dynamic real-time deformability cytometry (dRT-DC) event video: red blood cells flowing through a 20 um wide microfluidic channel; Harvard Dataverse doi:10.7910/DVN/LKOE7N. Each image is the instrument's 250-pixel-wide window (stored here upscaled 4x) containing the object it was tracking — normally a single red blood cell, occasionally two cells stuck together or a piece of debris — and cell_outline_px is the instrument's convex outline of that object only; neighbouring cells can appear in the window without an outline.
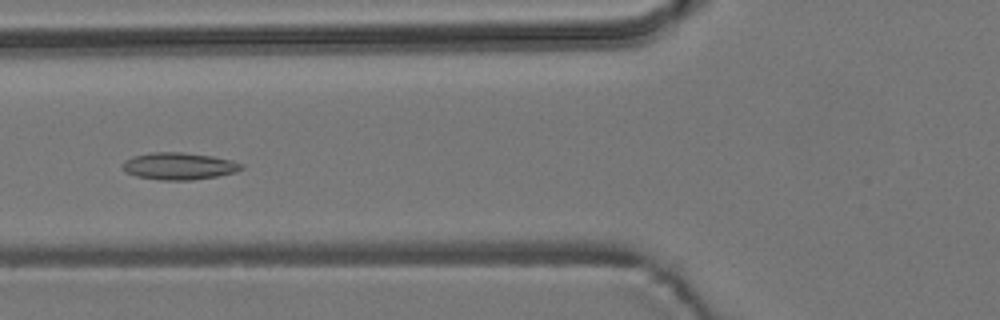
{"species": "common noctule bat (a hibernating species)", "species_latin": "Nyctalus noctula", "temperature_condition": "room temperature", "stored_images_in_passage": 7, "camera_frame_rate_fps": 3000, "um_per_image_px": 0.085, "animal": {"sex": "male", "body_mass_g": 19.2, "forearm_length_mm": 51.8}, "frame": {"image": 1, "passage_image": 6, "time_ms": 5.667, "image_size_px": [1000, 320], "cell_outline_px": [[244, 168], [236, 172], [216, 176], [192, 180], [160, 180], [136, 176], [124, 172], [124, 160], [132, 156], [152, 152], [184, 152], [212, 156], [232, 160], [244, 164]], "centroid_in_image_um": [15.23, 14.11], "position_along_channel_um": 110.6, "area_um2": 18.84}}
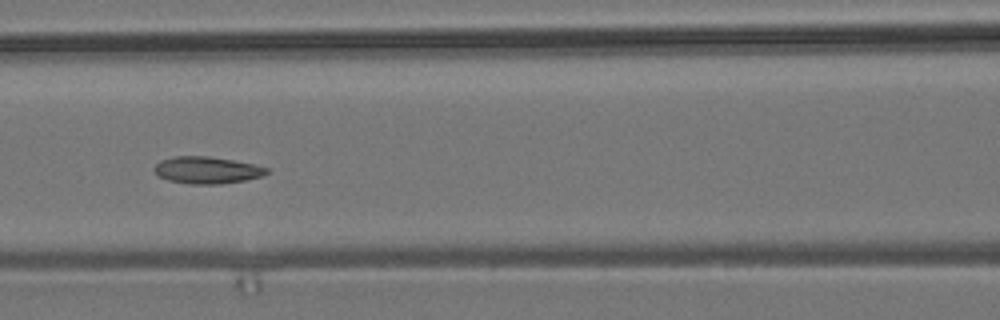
{"frame": {"image": 2, "passage_image": 7, "time_ms": 6.667, "image_size_px": [1000, 320], "cell_outline_px": [[268, 172], [264, 176], [244, 180], [220, 184], [188, 184], [168, 180], [160, 176], [152, 168], [160, 160], [176, 156], [208, 156], [256, 164], [268, 168]], "centroid_in_image_um": [17.6, 14.46], "position_along_channel_um": 149.0, "area_um2": 17.69}}